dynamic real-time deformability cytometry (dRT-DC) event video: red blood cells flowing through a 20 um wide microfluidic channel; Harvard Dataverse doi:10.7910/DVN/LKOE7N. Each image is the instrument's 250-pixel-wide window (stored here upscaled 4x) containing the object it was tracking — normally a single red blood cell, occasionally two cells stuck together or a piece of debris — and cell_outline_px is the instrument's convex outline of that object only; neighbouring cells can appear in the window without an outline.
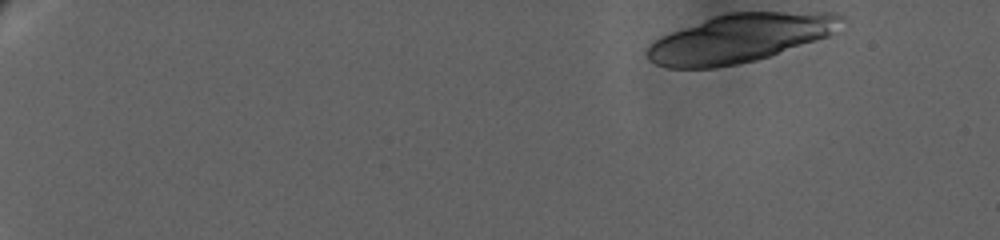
{"species": "human", "species_latin": "Homo sapiens", "temperature_condition": "warm", "stored_images_in_passage": 33, "camera_frame_rate_fps": 3000, "um_per_image_px": 0.085, "donor": {"sex": "female"}, "frame": {"image": 1, "passage_image": 1, "time_ms": 0.0, "image_size_px": [1000, 240], "cell_outline_px": [[844, 16], [832, 32], [828, 36], [756, 60], [716, 68], [668, 68], [656, 64], [648, 60], [644, 52], [660, 36], [704, 20], [728, 12], [836, 12]], "centroid_in_image_um": [62.85, 3.25], "position_along_channel_um": 22.2, "area_um2": 54.1}}
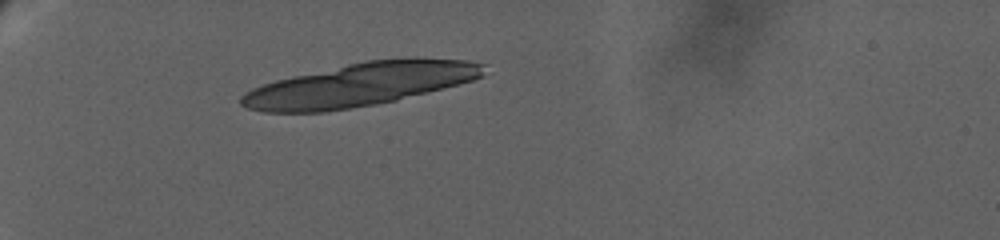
{"frame": {"image": 2, "passage_image": 20, "time_ms": 5.667, "image_size_px": [1000, 240], "cell_outline_px": [[492, 72], [484, 76], [472, 80], [444, 88], [396, 100], [376, 104], [324, 112], [264, 112], [248, 108], [240, 104], [240, 96], [244, 92], [252, 88], [276, 80], [292, 76], [364, 60], [412, 56], [468, 60], [488, 64]], "centroid_in_image_um": [30.72, 7.15], "position_along_channel_um": 54.3, "area_um2": 61.96}}
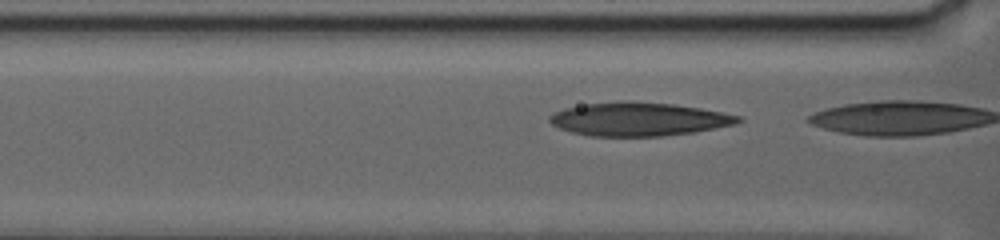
{"frame": {"image": 3, "passage_image": 31, "time_ms": 8.667, "image_size_px": [1000, 240], "cell_outline_px": [[744, 120], [736, 124], [692, 132], [660, 136], [592, 136], [572, 132], [560, 128], [552, 124], [548, 120], [548, 116], [552, 112], [564, 108], [588, 104], [620, 100], [632, 100], [672, 104], [700, 108], [724, 112], [740, 116]], "centroid_in_image_um": [54.28, 10.11], "position_along_channel_um": 112.3, "area_um2": 36.93}}